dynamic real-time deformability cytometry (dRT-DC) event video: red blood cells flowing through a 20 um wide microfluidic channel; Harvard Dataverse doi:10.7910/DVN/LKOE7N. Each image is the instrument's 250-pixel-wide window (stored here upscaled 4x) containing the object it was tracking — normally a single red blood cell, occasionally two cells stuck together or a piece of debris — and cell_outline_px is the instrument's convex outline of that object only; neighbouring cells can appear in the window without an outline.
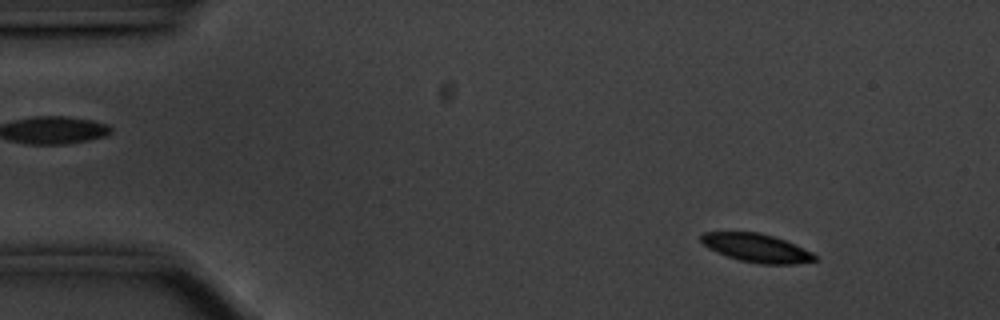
{"species": "common noctule bat (a hibernating species)", "species_latin": "Nyctalus noctula", "temperature_condition": "cold", "stored_images_in_passage": 51, "camera_frame_rate_fps": 3000, "um_per_image_px": 0.085, "animal": {"sex": "male", "body_mass_g": 20.1, "forearm_length_mm": 53.5}, "frame": {"image": 1, "passage_image": 1, "time_ms": 0.0, "image_size_px": [1000, 320], "cell_outline_px": [[820, 260], [796, 264], [760, 264], [740, 260], [716, 252], [708, 248], [700, 240], [700, 236], [704, 232], [760, 232], [784, 240], [812, 252]], "centroid_in_image_um": [64.32, 21.08], "position_along_channel_um": 20.7, "area_um2": 18.79}}
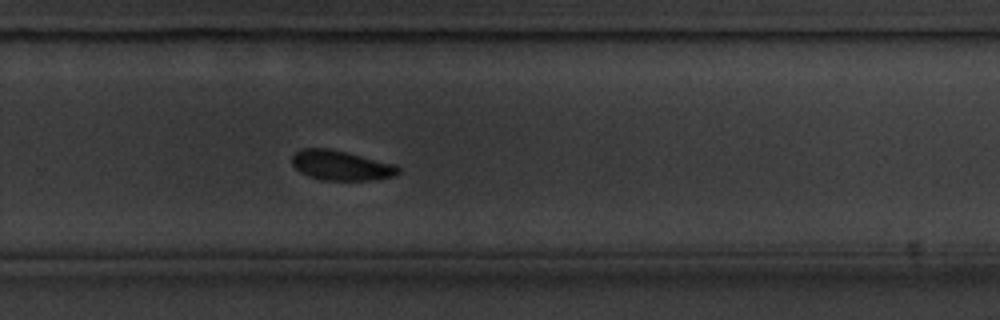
{"frame": {"image": 2, "passage_image": 32, "time_ms": 10.333, "image_size_px": [1000, 320], "cell_outline_px": [[400, 172], [396, 176], [372, 180], [320, 180], [308, 176], [300, 172], [292, 164], [292, 156], [300, 148], [328, 148], [396, 164], [400, 168]], "centroid_in_image_um": [28.99, 14.07], "position_along_channel_um": 300.8, "area_um2": 18.55}}
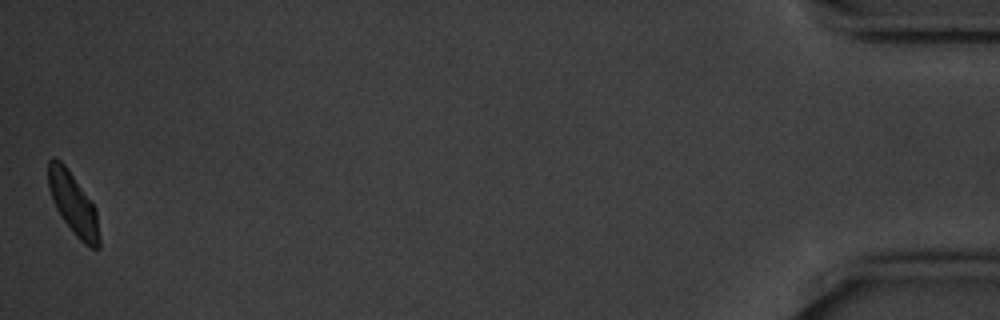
{"frame": {"image": 3, "passage_image": 51, "time_ms": 16.667, "image_size_px": [1000, 320], "cell_outline_px": [[100, 248], [92, 248], [84, 244], [72, 232], [56, 208], [52, 200], [48, 184], [48, 160], [52, 156], [60, 160], [64, 164], [96, 208], [100, 240]], "centroid_in_image_um": [6.22, 17.33], "position_along_channel_um": 429.0, "area_um2": 18.21}, "authors_computed_cell_mechanics": {"area_um2": 19.4786, "velocity_mm_per_s": 3.4928, "shape_relaxation_time_tau1_ms": 1.7053, "shape_relaxation_time_tau2_ms": null, "deformation_change_tau1": 0.076, "deformation_change_tau2": null}}